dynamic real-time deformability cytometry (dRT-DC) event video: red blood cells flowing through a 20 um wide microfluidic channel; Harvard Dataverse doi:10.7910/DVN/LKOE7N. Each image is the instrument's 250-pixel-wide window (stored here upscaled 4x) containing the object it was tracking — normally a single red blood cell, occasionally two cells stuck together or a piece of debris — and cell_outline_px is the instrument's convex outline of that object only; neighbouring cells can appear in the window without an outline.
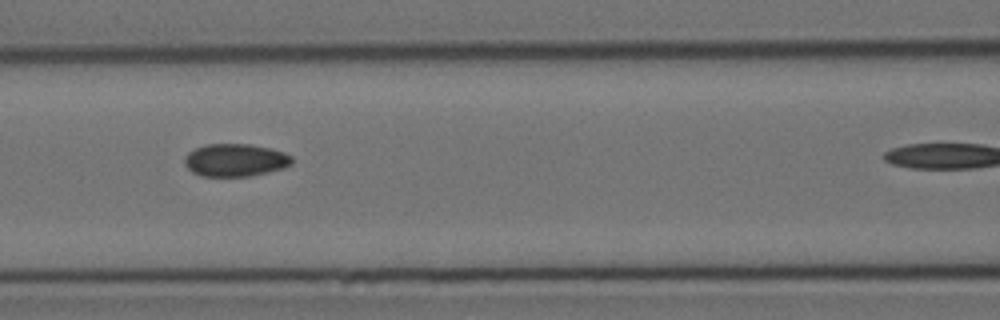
{"species": "Egyptian fruit bat (a non-hibernating species)", "species_latin": "Rousettus aegyptiacus", "temperature_condition": "cold", "stored_images_in_passage": 9, "camera_frame_rate_fps": 3000, "um_per_image_px": 0.085, "animal": {"sex": "female"}, "frame": {"image": 1, "passage_image": 3, "time_ms": 2.333, "image_size_px": [1000, 320], "cell_outline_px": [[292, 164], [284, 168], [268, 172], [248, 176], [200, 176], [192, 172], [184, 164], [184, 156], [188, 152], [204, 144], [248, 144], [272, 148], [284, 152], [292, 156]], "centroid_in_image_um": [19.99, 13.6], "position_along_channel_um": 146.6, "area_um2": 20.63}}